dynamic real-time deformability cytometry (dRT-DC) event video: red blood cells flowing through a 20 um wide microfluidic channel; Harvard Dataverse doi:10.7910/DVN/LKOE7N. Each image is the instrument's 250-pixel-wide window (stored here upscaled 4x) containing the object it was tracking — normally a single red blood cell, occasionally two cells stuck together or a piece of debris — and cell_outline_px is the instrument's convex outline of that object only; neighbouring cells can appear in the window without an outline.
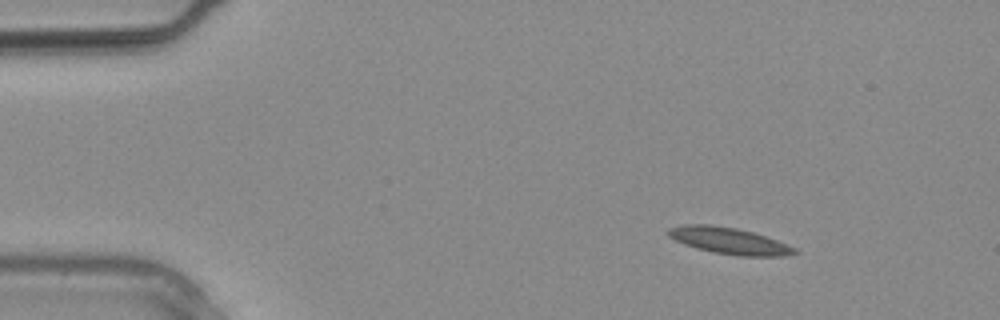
{"species": "common noctule bat (a hibernating species)", "species_latin": "Nyctalus noctula", "temperature_condition": "warm", "stored_images_in_passage": 2, "camera_frame_rate_fps": 3000, "um_per_image_px": 0.085, "animal": {"sex": "male", "body_mass_g": 20.4}, "frame": {"image": 1, "passage_image": 1, "time_ms": 0.0, "image_size_px": [1000, 320], "cell_outline_px": [[800, 252], [784, 256], [736, 256], [712, 252], [696, 248], [684, 244], [668, 236], [668, 228], [684, 224], [712, 224], [736, 228], [752, 232], [776, 240], [796, 248]], "centroid_in_image_um": [61.96, 20.47], "position_along_channel_um": 23.0, "area_um2": 19.54}}